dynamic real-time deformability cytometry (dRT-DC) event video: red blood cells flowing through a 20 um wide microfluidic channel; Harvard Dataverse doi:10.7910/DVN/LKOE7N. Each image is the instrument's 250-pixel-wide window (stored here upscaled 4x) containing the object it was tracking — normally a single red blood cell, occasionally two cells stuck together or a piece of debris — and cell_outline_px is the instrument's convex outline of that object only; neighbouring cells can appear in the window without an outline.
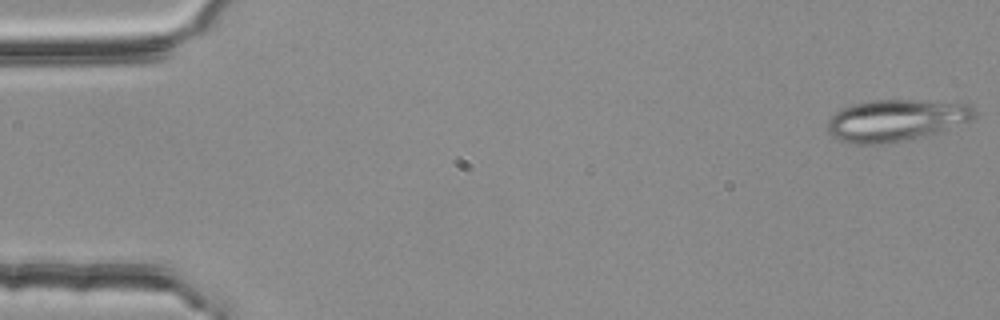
{"species": "common noctule bat (a hibernating species)", "species_latin": "Nyctalus noctula", "temperature_condition": "room temperature", "stored_images_in_passage": 54, "camera_frame_rate_fps": 3000, "um_per_image_px": 0.085, "animal": {"sex": "female", "body_mass_g": 25.1}, "frame": {"image": 1, "passage_image": 1, "time_ms": 0.0, "image_size_px": [1000, 320], "cell_outline_px": [[976, 116], [968, 120], [924, 136], [896, 144], [852, 144], [836, 140], [828, 132], [828, 120], [836, 112], [844, 108], [868, 100], [920, 100], [968, 104], [976, 112]], "centroid_in_image_um": [76.09, 10.25], "position_along_channel_um": 8.9, "area_um2": 35.6}}
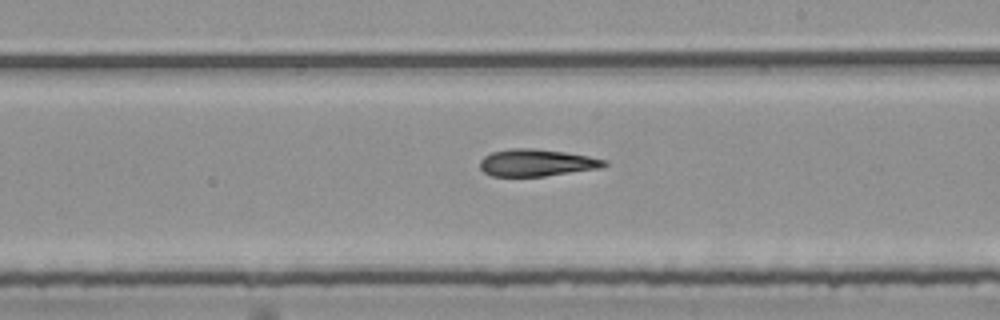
{"frame": {"image": 2, "passage_image": 31, "time_ms": 10.0, "image_size_px": [1000, 320], "cell_outline_px": [[608, 164], [604, 168], [544, 176], [492, 176], [484, 172], [480, 168], [480, 160], [484, 156], [492, 152], [508, 148], [532, 148], [564, 152], [588, 156], [608, 160]], "centroid_in_image_um": [45.64, 13.83], "position_along_channel_um": 243.4, "area_um2": 19.77}}
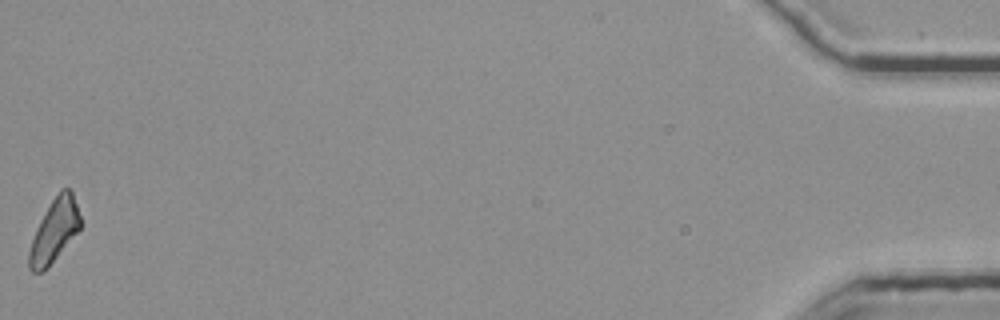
{"frame": {"image": 3, "passage_image": 54, "time_ms": 17.667, "image_size_px": [1000, 320], "cell_outline_px": [[84, 224], [44, 272], [32, 272], [28, 268], [28, 252], [36, 228], [40, 220], [52, 200], [60, 188], [68, 188], [72, 192]], "centroid_in_image_um": [4.63, 19.61], "position_along_channel_um": 430.6, "area_um2": 18.9}, "authors_computed_cell_mechanics": {"area_um2": 20.1722, "velocity_mm_per_s": 3.7742, "shape_relaxation_time_tau1_ms": null, "shape_relaxation_time_tau2_ms": 6.9489, "deformation_change_tau1": null, "deformation_change_tau2": 0.1899}}